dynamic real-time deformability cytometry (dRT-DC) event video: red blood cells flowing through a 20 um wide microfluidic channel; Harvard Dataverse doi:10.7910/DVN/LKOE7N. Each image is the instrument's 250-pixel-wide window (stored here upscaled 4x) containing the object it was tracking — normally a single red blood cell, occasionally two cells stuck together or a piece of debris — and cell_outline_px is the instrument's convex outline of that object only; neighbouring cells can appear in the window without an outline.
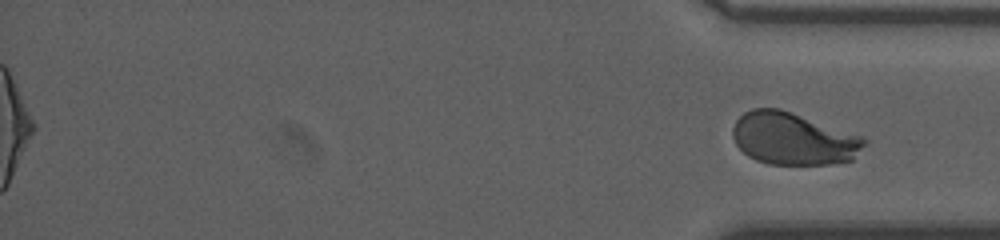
{"species": "human", "species_latin": "Homo sapiens", "temperature_condition": "room temperature", "stored_images_in_passage": 40, "segment_of_instrument_passage": [2, 2], "camera_frame_rate_fps": 3000, "um_per_image_px": 0.085, "donor": {"sex": "male"}, "frame": {"image": 1, "passage_image": 40, "time_ms": 13.0, "image_size_px": [1000, 240], "cell_outline_px": [[868, 140], [852, 160], [828, 164], [768, 164], [756, 160], [748, 156], [736, 144], [732, 136], [732, 128], [736, 120], [744, 112], [752, 108], [780, 108], [864, 136]], "centroid_in_image_um": [67.42, 11.78], "position_along_channel_um": 367.8, "area_um2": 40.23}}